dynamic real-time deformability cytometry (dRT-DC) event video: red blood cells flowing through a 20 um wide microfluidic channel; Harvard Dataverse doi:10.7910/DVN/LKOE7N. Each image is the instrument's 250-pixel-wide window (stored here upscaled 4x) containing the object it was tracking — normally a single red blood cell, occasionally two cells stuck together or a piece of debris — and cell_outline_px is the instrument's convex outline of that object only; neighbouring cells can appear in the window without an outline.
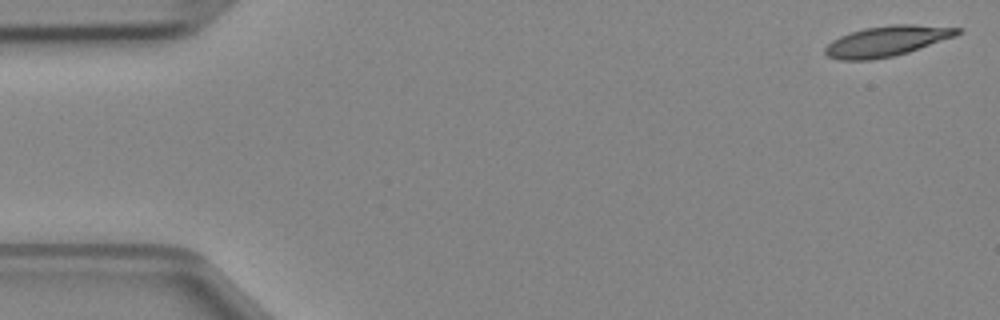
{"species": "Egyptian fruit bat (a non-hibernating species)", "species_latin": "Rousettus aegyptiacus", "temperature_condition": "cold", "stored_images_in_passage": 47, "camera_frame_rate_fps": 3000, "um_per_image_px": 0.085, "animal": {"sex": "female"}, "frame": {"image": 1, "passage_image": 1, "time_ms": 0.0, "image_size_px": [1000, 320], "cell_outline_px": [[964, 28], [956, 36], [908, 52], [892, 56], [872, 60], [840, 60], [828, 56], [824, 52], [824, 48], [832, 40], [840, 36], [864, 28], [892, 24], [912, 24]], "centroid_in_image_um": [75.39, 3.49], "position_along_channel_um": 9.6, "area_um2": 23.41}}
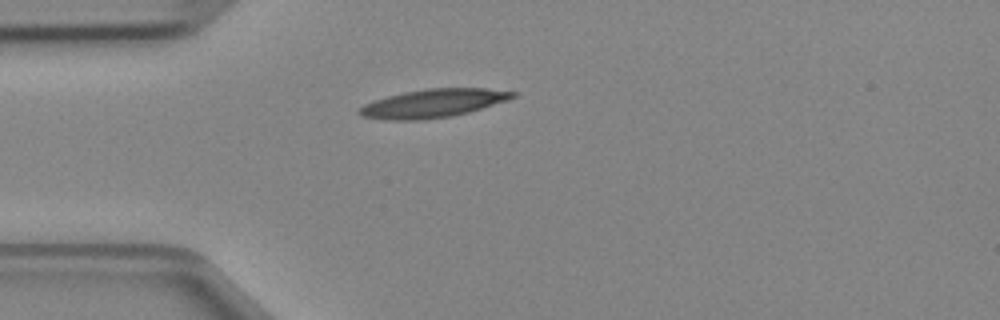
{"frame": {"image": 2, "passage_image": 12, "time_ms": 3.667, "image_size_px": [1000, 320], "cell_outline_px": [[516, 96], [508, 100], [468, 112], [452, 116], [424, 120], [384, 120], [360, 116], [356, 112], [364, 104], [388, 96], [404, 92], [428, 88], [484, 88], [516, 92]], "centroid_in_image_um": [36.79, 8.79], "position_along_channel_um": 48.2, "area_um2": 25.32}}
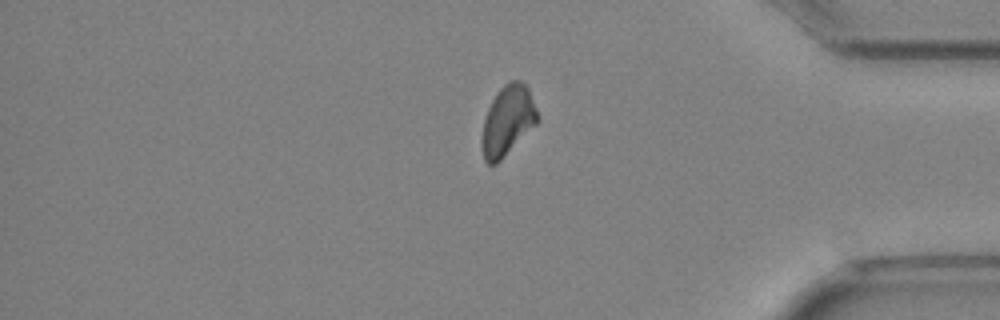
{"frame": {"image": 3, "passage_image": 39, "time_ms": 12.667, "image_size_px": [1000, 320], "cell_outline_px": [[540, 120], [496, 164], [488, 164], [484, 160], [480, 144], [484, 120], [488, 108], [496, 92], [504, 84], [512, 80], [520, 80], [528, 88], [536, 108]], "centroid_in_image_um": [43.13, 10.25], "position_along_channel_um": 392.1, "area_um2": 22.54}}